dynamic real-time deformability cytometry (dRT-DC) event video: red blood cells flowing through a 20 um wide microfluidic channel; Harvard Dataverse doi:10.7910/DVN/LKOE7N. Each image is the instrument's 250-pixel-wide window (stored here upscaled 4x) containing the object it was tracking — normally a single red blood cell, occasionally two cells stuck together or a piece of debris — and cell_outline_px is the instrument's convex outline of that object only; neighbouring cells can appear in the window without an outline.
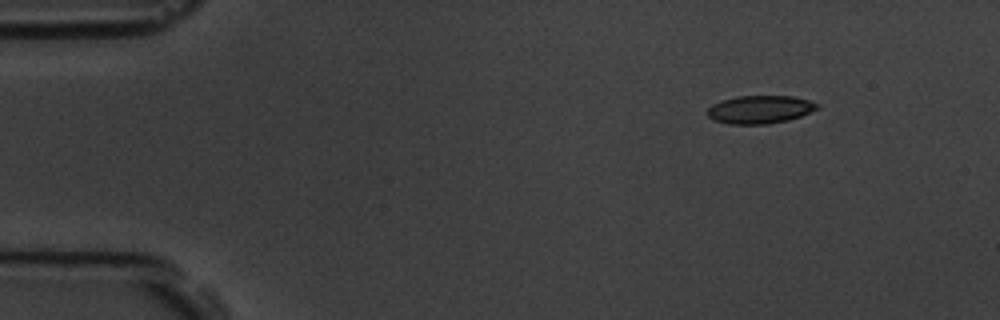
{"species": "common noctule bat (a hibernating species)", "species_latin": "Nyctalus noctula", "temperature_condition": "room temperature", "stored_images_in_passage": 4, "camera_frame_rate_fps": 3000, "um_per_image_px": 0.085, "animal": {"sex": "male", "body_mass_g": 19.5, "forearm_length_mm": 54.6}, "frame": {"image": 1, "passage_image": 1, "time_ms": 0.0, "image_size_px": [1000, 320], "cell_outline_px": [[820, 108], [800, 116], [788, 120], [768, 124], [728, 124], [712, 120], [708, 116], [708, 108], [712, 104], [720, 100], [736, 96], [792, 96], [808, 100], [820, 104]], "centroid_in_image_um": [64.58, 9.3], "position_along_channel_um": 20.4, "area_um2": 18.09}}